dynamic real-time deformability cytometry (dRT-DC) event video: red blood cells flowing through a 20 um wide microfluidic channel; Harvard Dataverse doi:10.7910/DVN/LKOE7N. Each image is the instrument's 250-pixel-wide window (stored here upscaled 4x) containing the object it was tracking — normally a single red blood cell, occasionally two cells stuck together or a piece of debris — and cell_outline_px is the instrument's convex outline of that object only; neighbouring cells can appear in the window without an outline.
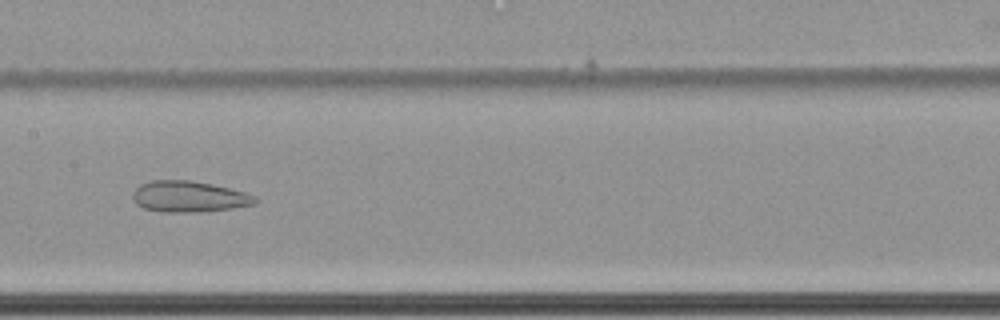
{"species": "common noctule bat (a hibernating species)", "species_latin": "Nyctalus noctula", "temperature_condition": "cold", "stored_images_in_passage": 54, "camera_frame_rate_fps": 3000, "um_per_image_px": 0.085, "animal": {"sex": "female", "body_mass_g": 22.7, "forearm_length_mm": 54.2}, "frame": {"image": 1, "passage_image": 26, "time_ms": 8.333, "image_size_px": [1000, 320], "cell_outline_px": [[256, 204], [232, 208], [196, 212], [160, 212], [144, 208], [136, 204], [132, 196], [132, 192], [140, 184], [152, 180], [192, 180], [212, 184], [244, 192], [256, 196]], "centroid_in_image_um": [16.03, 16.71], "position_along_channel_um": 191.4, "area_um2": 22.2}}
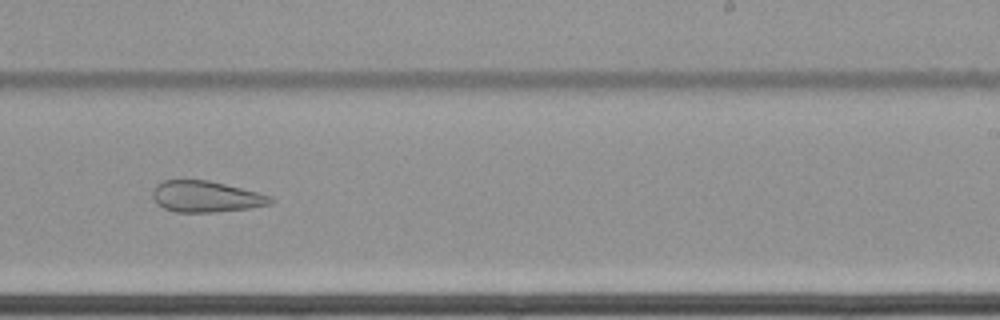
{"frame": {"image": 2, "passage_image": 33, "time_ms": 10.667, "image_size_px": [1000, 320], "cell_outline_px": [[276, 200], [272, 204], [248, 208], [212, 212], [176, 212], [164, 208], [156, 204], [152, 196], [152, 188], [156, 184], [164, 180], [208, 180], [272, 196]], "centroid_in_image_um": [17.48, 16.71], "position_along_channel_um": 271.5, "area_um2": 21.44}}
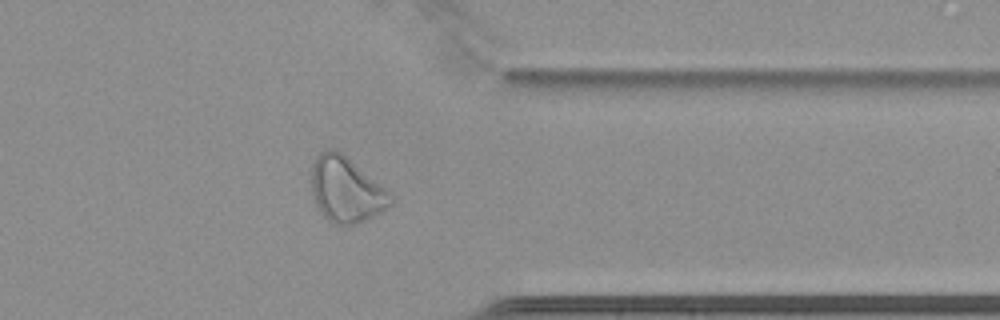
{"frame": {"image": 3, "passage_image": 43, "time_ms": 14.0, "image_size_px": [1000, 320], "cell_outline_px": [[392, 204], [380, 212], [356, 224], [332, 224], [320, 212], [312, 196], [312, 164], [316, 156], [320, 152], [328, 148], [332, 148], [340, 152], [384, 188], [392, 196]], "centroid_in_image_um": [29.37, 16.13], "position_along_channel_um": 382.0, "area_um2": 29.54}, "authors_computed_cell_mechanics": {"area_um2": 29.9404, "velocity_mm_per_s": 3.4474, "shape_relaxation_time_tau1_ms": null, "shape_relaxation_time_tau2_ms": 2.8476, "deformation_change_tau1": null, "deformation_change_tau2": 0.1074}}